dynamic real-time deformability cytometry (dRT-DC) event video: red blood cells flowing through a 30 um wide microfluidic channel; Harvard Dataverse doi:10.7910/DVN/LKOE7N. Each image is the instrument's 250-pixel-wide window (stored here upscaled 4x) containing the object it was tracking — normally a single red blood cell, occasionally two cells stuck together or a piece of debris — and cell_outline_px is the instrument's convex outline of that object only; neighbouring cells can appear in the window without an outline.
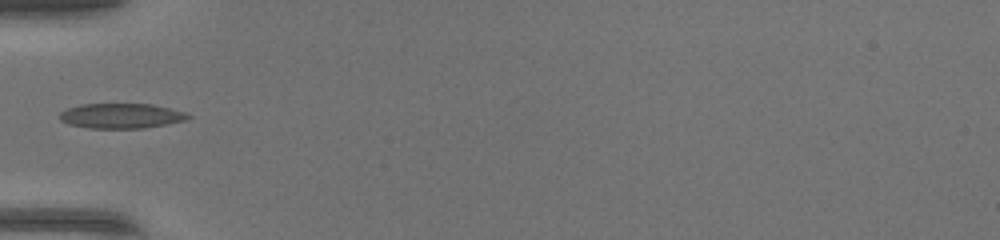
{"species": "common noctule bat (a hibernating species)", "species_latin": "Nyctalus noctula", "temperature_condition": "warm", "stored_images_in_passage": 33, "camera_frame_rate_fps": 3000, "um_per_image_px": 0.085, "animal": {"sex": "female", "body_mass_g": 17.0, "forearm_length_mm": 48.0}, "frame": {"image": 1, "passage_image": 1, "time_ms": 0.0, "image_size_px": [1000, 240], "cell_outline_px": [[192, 116], [184, 120], [144, 128], [88, 128], [68, 124], [60, 120], [60, 112], [68, 108], [80, 104], [152, 104], [184, 112]], "centroid_in_image_um": [10.25, 9.84], "position_along_channel_um": 74.7, "area_um2": 18.5}}
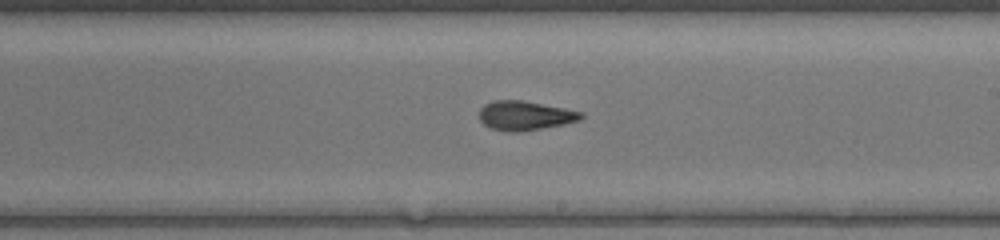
{"frame": {"image": 2, "passage_image": 13, "time_ms": 4.0, "image_size_px": [1000, 240], "cell_outline_px": [[584, 116], [580, 120], [564, 124], [520, 132], [508, 132], [492, 128], [484, 124], [480, 120], [480, 108], [484, 104], [492, 100], [524, 100], [584, 112]], "centroid_in_image_um": [44.63, 9.82], "position_along_channel_um": 244.4, "area_um2": 17.46}}
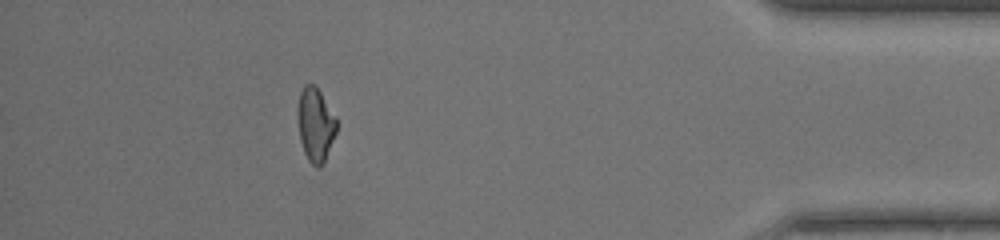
{"frame": {"image": 3, "passage_image": 28, "time_ms": 9.0, "image_size_px": [1000, 240], "cell_outline_px": [[336, 132], [324, 160], [320, 168], [316, 168], [308, 160], [304, 152], [300, 140], [296, 116], [296, 112], [300, 92], [304, 84], [316, 84], [336, 116]], "centroid_in_image_um": [26.79, 10.54], "position_along_channel_um": 408.4, "area_um2": 16.94}, "authors_computed_cell_mechanics": {"area_um2": 17.051, "velocity_mm_per_s": 4.2192, "shape_relaxation_time_tau1_ms": 9.8576, "shape_relaxation_time_tau2_ms": 1.6185, "deformation_change_tau1": 0.3084, "deformation_change_tau2": 0.0813}}